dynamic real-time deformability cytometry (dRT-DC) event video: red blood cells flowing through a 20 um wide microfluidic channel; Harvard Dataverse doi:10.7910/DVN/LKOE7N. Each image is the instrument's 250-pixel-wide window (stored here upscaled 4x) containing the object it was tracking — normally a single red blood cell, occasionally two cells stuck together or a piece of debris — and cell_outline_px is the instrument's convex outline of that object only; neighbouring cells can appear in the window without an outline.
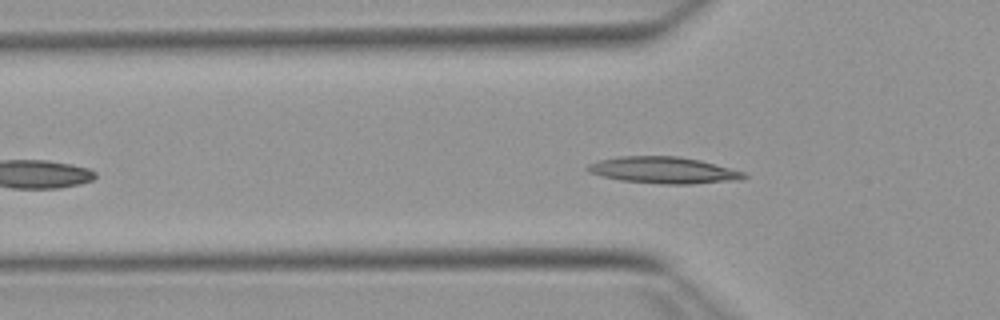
{"species": "Egyptian fruit bat (a non-hibernating species)", "species_latin": "Rousettus aegyptiacus", "temperature_condition": "warm", "stored_images_in_passage": 44, "camera_frame_rate_fps": 3000, "um_per_image_px": 0.085, "animal": {"sex": "female"}, "frame": {"image": 1, "passage_image": 11, "time_ms": 3.333, "image_size_px": [1000, 320], "cell_outline_px": [[748, 176], [740, 180], [692, 184], [664, 184], [620, 180], [600, 176], [588, 172], [584, 168], [588, 164], [600, 160], [620, 156], [680, 156], [700, 160], [744, 172]], "centroid_in_image_um": [56.38, 14.46], "position_along_channel_um": 69.4, "area_um2": 24.28}}
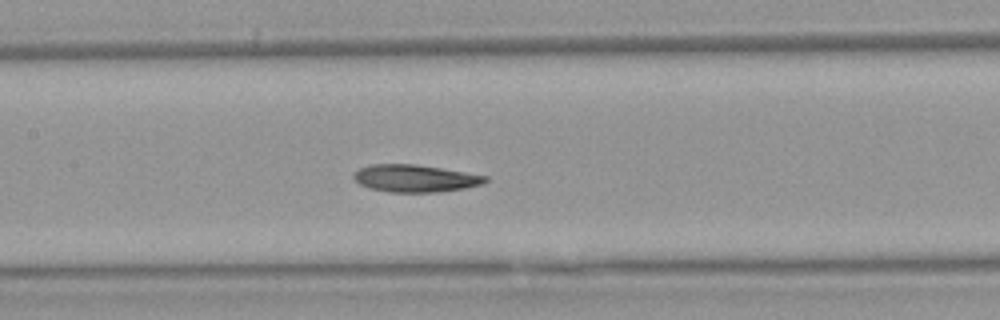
{"frame": {"image": 2, "passage_image": 19, "time_ms": 6.0, "image_size_px": [1000, 320], "cell_outline_px": [[488, 180], [484, 184], [464, 188], [436, 192], [388, 192], [368, 188], [360, 184], [352, 176], [360, 168], [372, 164], [412, 164], [440, 168], [488, 176]], "centroid_in_image_um": [35.29, 15.17], "position_along_channel_um": 172.1, "area_um2": 20.81}}
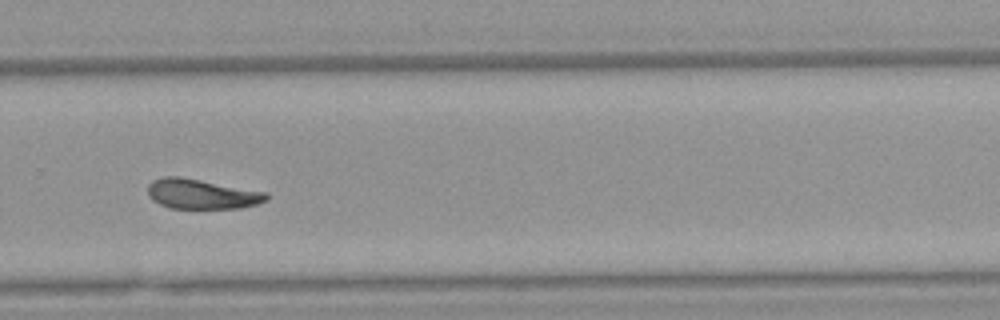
{"frame": {"image": 3, "passage_image": 30, "time_ms": 9.667, "image_size_px": [1000, 320], "cell_outline_px": [[268, 200], [256, 204], [240, 208], [168, 208], [152, 200], [148, 196], [148, 184], [152, 180], [164, 176], [180, 176], [268, 192]], "centroid_in_image_um": [17.13, 16.48], "position_along_channel_um": 312.7, "area_um2": 20.81}, "authors_computed_cell_mechanics": {"area_um2": 20.8658, "velocity_mm_per_s": 3.8484, "shape_relaxation_time_tau1_ms": 4.967, "shape_relaxation_time_tau2_ms": null, "deformation_change_tau1": 0.154, "deformation_change_tau2": null}}